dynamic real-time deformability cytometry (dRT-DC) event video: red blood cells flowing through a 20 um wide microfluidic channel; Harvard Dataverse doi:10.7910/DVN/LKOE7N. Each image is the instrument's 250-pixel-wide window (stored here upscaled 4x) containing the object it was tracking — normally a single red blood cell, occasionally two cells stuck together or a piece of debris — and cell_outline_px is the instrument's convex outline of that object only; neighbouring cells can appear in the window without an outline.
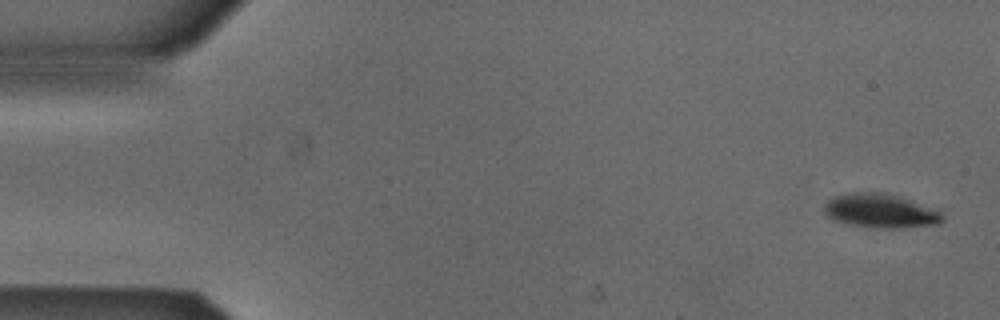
{"species": "Egyptian fruit bat (a non-hibernating species)", "species_latin": "Rousettus aegyptiacus", "temperature_condition": "cold", "stored_images_in_passage": 6, "camera_frame_rate_fps": 3000, "um_per_image_px": 0.085, "animal": {"sex": "male"}, "frame": {"image": 1, "passage_image": 1, "time_ms": 0.0, "image_size_px": [1000, 320], "cell_outline_px": [[944, 220], [936, 224], [904, 228], [872, 228], [848, 224], [836, 220], [828, 216], [824, 212], [824, 204], [828, 200], [836, 196], [852, 192], [884, 192], [908, 200], [940, 212], [944, 216]], "centroid_in_image_um": [74.8, 17.94], "position_along_channel_um": 10.2, "area_um2": 23.12}}